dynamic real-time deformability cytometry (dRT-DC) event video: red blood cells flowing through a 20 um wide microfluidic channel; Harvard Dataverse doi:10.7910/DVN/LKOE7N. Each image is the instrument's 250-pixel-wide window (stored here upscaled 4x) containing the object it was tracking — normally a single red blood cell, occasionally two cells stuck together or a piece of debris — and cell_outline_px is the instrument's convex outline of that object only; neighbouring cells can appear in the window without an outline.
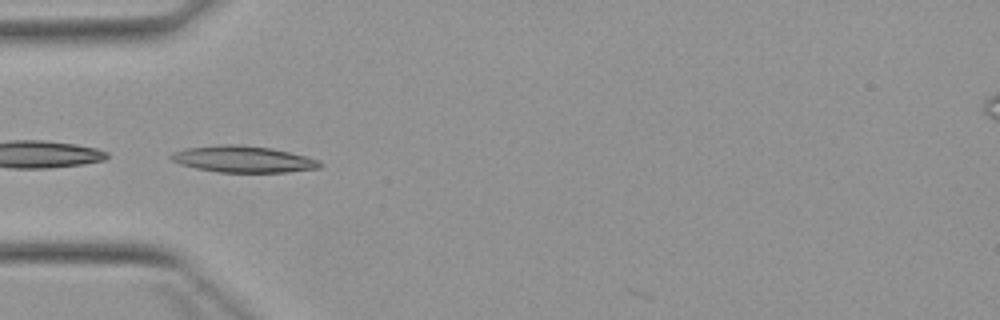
{"species": "Egyptian fruit bat (a non-hibernating species)", "species_latin": "Rousettus aegyptiacus", "temperature_condition": "warm", "stored_images_in_passage": 5, "camera_frame_rate_fps": 3000, "um_per_image_px": 0.085, "animal": {"sex": "female"}, "frame": {"image": 1, "passage_image": 4, "time_ms": 4.333, "image_size_px": [1000, 320], "cell_outline_px": [[320, 168], [288, 172], [220, 172], [196, 168], [180, 164], [172, 160], [168, 156], [172, 152], [184, 148], [220, 144], [240, 144], [272, 148], [320, 160]], "centroid_in_image_um": [20.62, 13.52], "position_along_channel_um": 64.4, "area_um2": 23.0}}